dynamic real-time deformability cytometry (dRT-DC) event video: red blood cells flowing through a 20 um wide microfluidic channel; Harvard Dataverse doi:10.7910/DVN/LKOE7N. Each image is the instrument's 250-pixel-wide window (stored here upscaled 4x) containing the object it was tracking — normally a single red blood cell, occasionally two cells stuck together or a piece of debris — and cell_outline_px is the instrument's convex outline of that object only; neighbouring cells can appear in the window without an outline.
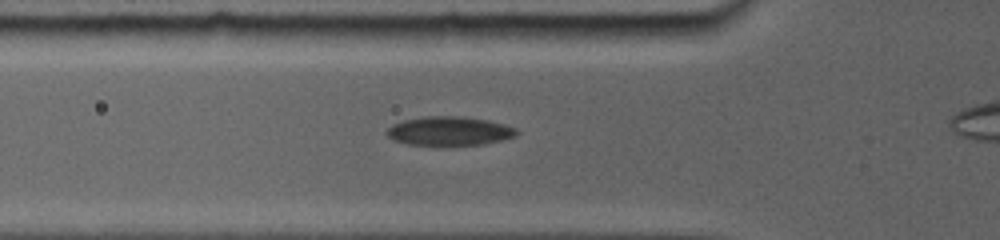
{"species": "common noctule bat (a hibernating species)", "species_latin": "Nyctalus noctula", "temperature_condition": "room temperature", "stored_images_in_passage": 41, "camera_frame_rate_fps": 5000, "um_per_image_px": 0.085, "animal": {"sex": "female", "body_mass_g": 19.0, "forearm_length_mm": 56.7}, "frame": {"image": 1, "passage_image": 8, "time_ms": 3.0, "image_size_px": [1000, 240], "cell_outline_px": [[516, 132], [512, 136], [480, 144], [408, 144], [396, 140], [388, 136], [388, 128], [404, 120], [424, 116], [464, 116], [488, 120], [512, 128]], "centroid_in_image_um": [38.12, 11.11], "position_along_channel_um": 87.7, "area_um2": 20.81}}
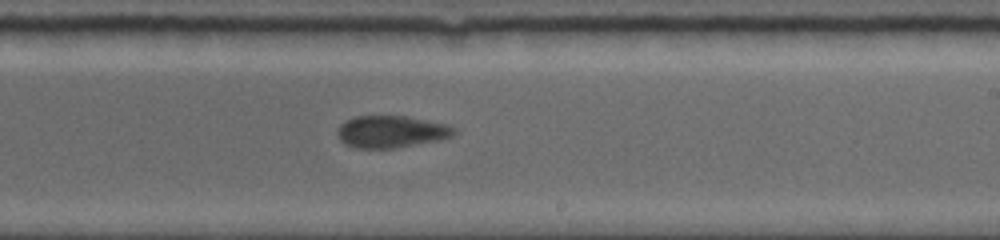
{"frame": {"image": 2, "passage_image": 22, "time_ms": 7.4, "image_size_px": [1000, 240], "cell_outline_px": [[456, 132], [452, 136], [440, 140], [392, 148], [356, 148], [344, 144], [340, 140], [336, 132], [340, 124], [356, 116], [404, 116], [444, 124], [456, 128]], "centroid_in_image_um": [33.22, 11.2], "position_along_channel_um": 255.8, "area_um2": 21.56}}
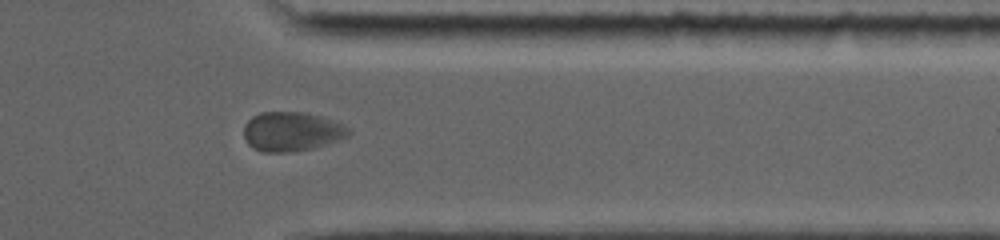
{"frame": {"image": 3, "passage_image": 35, "time_ms": 10.8, "image_size_px": [1000, 240], "cell_outline_px": [[352, 132], [348, 136], [340, 140], [328, 144], [312, 148], [288, 152], [264, 152], [252, 148], [248, 144], [244, 136], [244, 124], [252, 116], [260, 112], [304, 112], [320, 116], [344, 124]], "centroid_in_image_um": [24.79, 11.18], "position_along_channel_um": 386.6, "area_um2": 24.16}}